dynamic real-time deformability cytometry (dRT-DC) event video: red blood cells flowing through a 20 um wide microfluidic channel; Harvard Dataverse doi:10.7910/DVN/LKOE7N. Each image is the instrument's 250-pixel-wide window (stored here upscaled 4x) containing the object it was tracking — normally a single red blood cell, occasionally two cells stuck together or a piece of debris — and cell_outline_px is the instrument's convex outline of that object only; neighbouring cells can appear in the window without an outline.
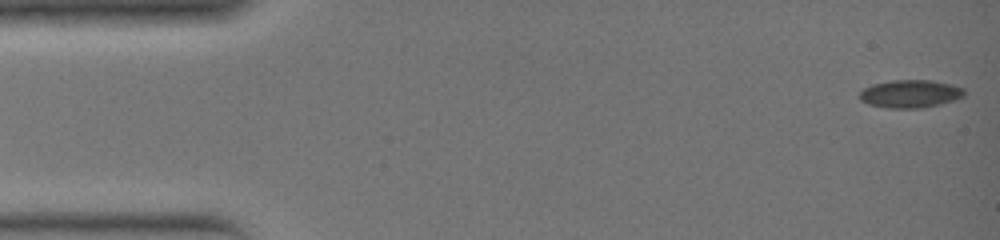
{"species": "common noctule bat (a hibernating species)", "species_latin": "Nyctalus noctula", "temperature_condition": "warm", "stored_images_in_passage": 35, "camera_frame_rate_fps": 3000, "um_per_image_px": 0.085, "animal": {"sex": "female", "body_mass_g": 19.0, "forearm_length_mm": 51.5}, "frame": {"image": 1, "passage_image": 1, "time_ms": 0.0, "image_size_px": [1000, 240], "cell_outline_px": [[964, 96], [956, 100], [940, 104], [920, 108], [888, 108], [868, 104], [860, 100], [860, 92], [864, 88], [872, 84], [892, 80], [932, 80], [952, 84], [964, 88]], "centroid_in_image_um": [77.39, 7.97], "position_along_channel_um": 7.6, "area_um2": 17.11}}
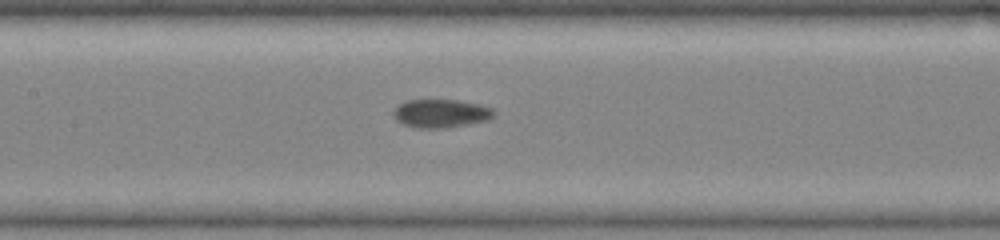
{"frame": {"image": 2, "passage_image": 17, "time_ms": 5.333, "image_size_px": [1000, 240], "cell_outline_px": [[496, 112], [488, 120], [468, 124], [444, 128], [416, 128], [404, 124], [396, 120], [392, 112], [400, 104], [408, 100], [456, 100], [480, 104], [492, 108]], "centroid_in_image_um": [37.48, 9.64], "position_along_channel_um": 169.9, "area_um2": 16.53}}
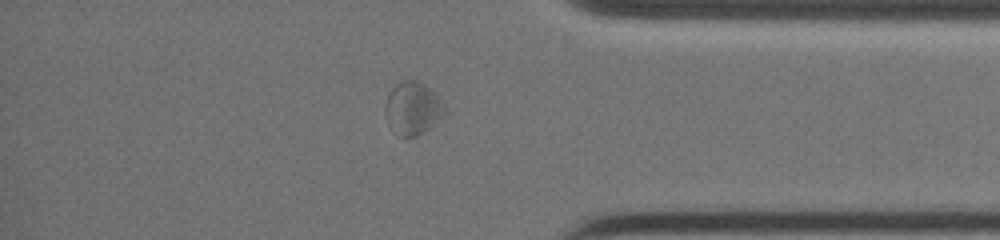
{"frame": {"image": 3, "passage_image": 30, "time_ms": 9.667, "image_size_px": [1000, 240], "cell_outline_px": [[444, 116], [424, 132], [416, 136], [396, 136], [388, 124], [384, 116], [384, 108], [388, 92], [400, 80], [416, 80], [424, 84], [444, 104]], "centroid_in_image_um": [35.02, 9.22], "position_along_channel_um": 400.2, "area_um2": 18.38}}